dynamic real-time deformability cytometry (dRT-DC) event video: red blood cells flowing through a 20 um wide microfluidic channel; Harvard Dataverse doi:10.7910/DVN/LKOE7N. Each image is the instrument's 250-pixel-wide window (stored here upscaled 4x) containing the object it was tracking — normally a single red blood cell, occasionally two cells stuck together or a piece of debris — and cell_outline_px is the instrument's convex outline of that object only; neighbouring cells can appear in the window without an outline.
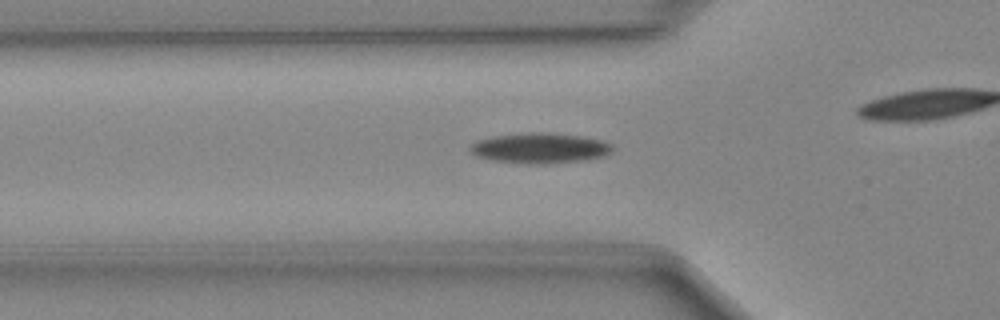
{"species": "Egyptian fruit bat (a non-hibernating species)", "species_latin": "Rousettus aegyptiacus", "temperature_condition": "cold", "stored_images_in_passage": 38, "camera_frame_rate_fps": 3000, "um_per_image_px": 0.085, "animal": {"sex": "female"}, "frame": {"image": 1, "passage_image": 5, "time_ms": 1.333, "image_size_px": [1000, 320], "cell_outline_px": [[612, 148], [608, 152], [600, 156], [580, 160], [544, 164], [528, 164], [492, 160], [476, 156], [468, 148], [476, 140], [492, 136], [532, 132], [548, 132], [584, 136], [600, 140], [612, 144]], "centroid_in_image_um": [45.82, 12.57], "position_along_channel_um": 80.0, "area_um2": 24.97}}
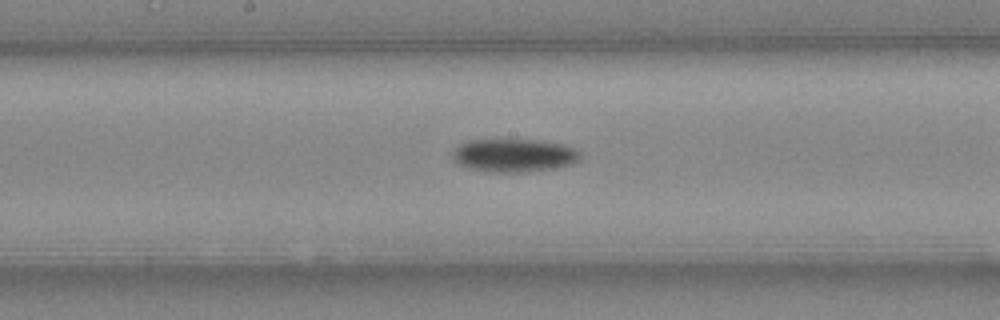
{"frame": {"image": 2, "passage_image": 14, "time_ms": 4.333, "image_size_px": [1000, 320], "cell_outline_px": [[580, 156], [572, 164], [552, 168], [524, 172], [496, 172], [468, 168], [460, 164], [452, 156], [452, 152], [460, 144], [468, 140], [536, 140], [560, 144], [576, 148], [580, 152]], "centroid_in_image_um": [43.68, 13.2], "position_along_channel_um": 204.5, "area_um2": 24.28}}
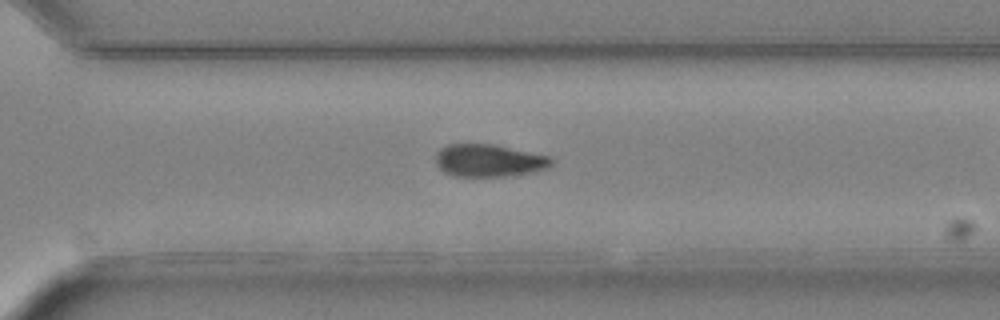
{"frame": {"image": 3, "passage_image": 23, "time_ms": 7.333, "image_size_px": [1000, 320], "cell_outline_px": [[552, 164], [548, 168], [532, 172], [508, 176], [452, 176], [444, 172], [436, 164], [436, 152], [440, 148], [448, 144], [492, 144], [548, 156], [552, 160]], "centroid_in_image_um": [41.52, 13.65], "position_along_channel_um": 329.1, "area_um2": 21.79}}